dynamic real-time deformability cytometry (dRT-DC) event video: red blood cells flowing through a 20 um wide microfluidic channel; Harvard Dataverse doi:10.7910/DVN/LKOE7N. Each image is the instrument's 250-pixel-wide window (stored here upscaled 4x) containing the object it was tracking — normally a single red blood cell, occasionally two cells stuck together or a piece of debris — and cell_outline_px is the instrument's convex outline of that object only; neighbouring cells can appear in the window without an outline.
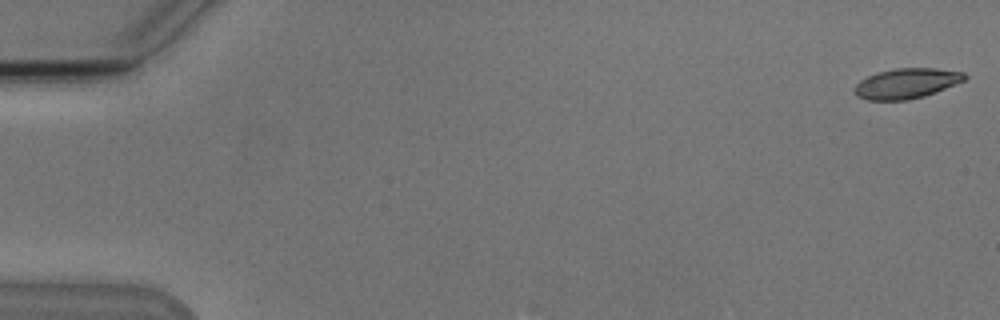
{"species": "Egyptian fruit bat (a non-hibernating species)", "species_latin": "Rousettus aegyptiacus", "temperature_condition": "cold", "stored_images_in_passage": 54, "camera_frame_rate_fps": 3000, "um_per_image_px": 0.085, "animal": {"sex": "male"}, "frame": {"image": 1, "passage_image": 1, "time_ms": 0.0, "image_size_px": [1000, 320], "cell_outline_px": [[968, 76], [964, 80], [936, 92], [924, 96], [908, 100], [868, 100], [856, 96], [852, 88], [860, 80], [868, 76], [880, 72], [896, 68], [936, 68], [964, 72]], "centroid_in_image_um": [77.04, 7.09], "position_along_channel_um": 8.0, "area_um2": 19.36}}
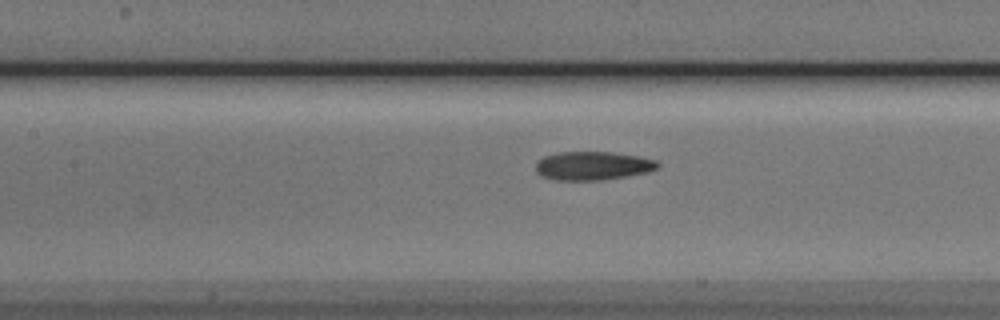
{"frame": {"image": 2, "passage_image": 25, "time_ms": 8.0, "image_size_px": [1000, 320], "cell_outline_px": [[660, 164], [656, 168], [648, 172], [600, 180], [552, 180], [540, 176], [536, 172], [536, 160], [544, 156], [560, 152], [612, 152], [636, 156], [656, 160]], "centroid_in_image_um": [50.32, 14.09], "position_along_channel_um": 157.1, "area_um2": 20.29}}
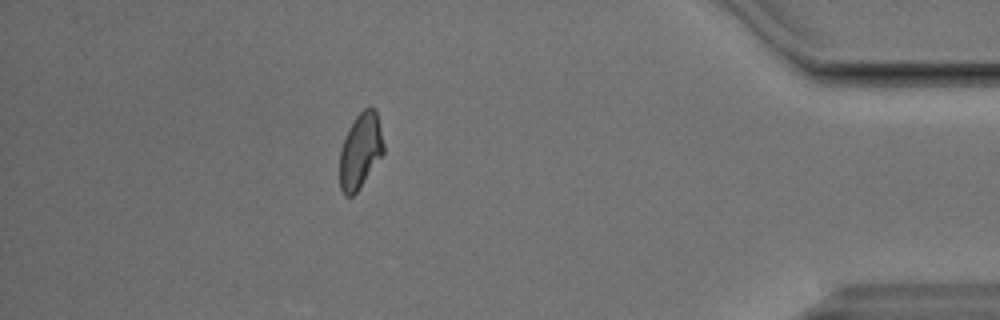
{"frame": {"image": 3, "passage_image": 48, "time_ms": 15.667, "image_size_px": [1000, 320], "cell_outline_px": [[384, 152], [356, 192], [352, 196], [344, 196], [340, 188], [340, 152], [348, 128], [356, 116], [368, 104], [376, 108], [384, 144]], "centroid_in_image_um": [30.64, 12.77], "position_along_channel_um": 404.6, "area_um2": 19.19}, "authors_computed_cell_mechanics": {"area_um2": 19.9699, "velocity_mm_per_s": 3.8056, "shape_relaxation_time_tau1_ms": null, "shape_relaxation_time_tau2_ms": 2.5833, "deformation_change_tau1": null, "deformation_change_tau2": 0.0854}}